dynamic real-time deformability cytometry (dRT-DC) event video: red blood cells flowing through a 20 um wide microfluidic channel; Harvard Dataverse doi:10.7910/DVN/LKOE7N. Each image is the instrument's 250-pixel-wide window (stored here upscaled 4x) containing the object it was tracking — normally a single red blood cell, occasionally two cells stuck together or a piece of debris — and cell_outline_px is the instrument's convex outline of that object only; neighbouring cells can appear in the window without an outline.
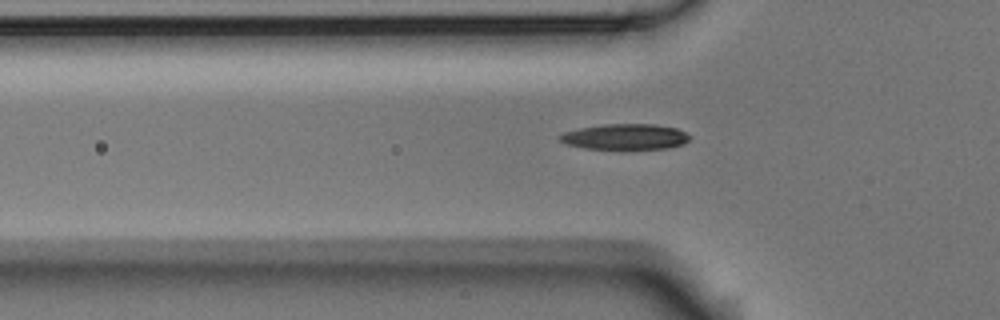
{"species": "Egyptian fruit bat (a non-hibernating species)", "species_latin": "Rousettus aegyptiacus", "temperature_condition": "room temperature", "stored_images_in_passage": 39, "camera_frame_rate_fps": 3000, "um_per_image_px": 0.085, "animal": {"sex": "male"}, "frame": {"image": 1, "passage_image": 4, "time_ms": 1.0, "image_size_px": [1000, 320], "cell_outline_px": [[692, 136], [684, 144], [668, 148], [628, 152], [624, 152], [584, 148], [568, 144], [560, 140], [556, 136], [564, 132], [580, 128], [604, 124], [656, 124], [676, 128]], "centroid_in_image_um": [53.16, 11.67], "position_along_channel_um": 72.6, "area_um2": 20.46}}
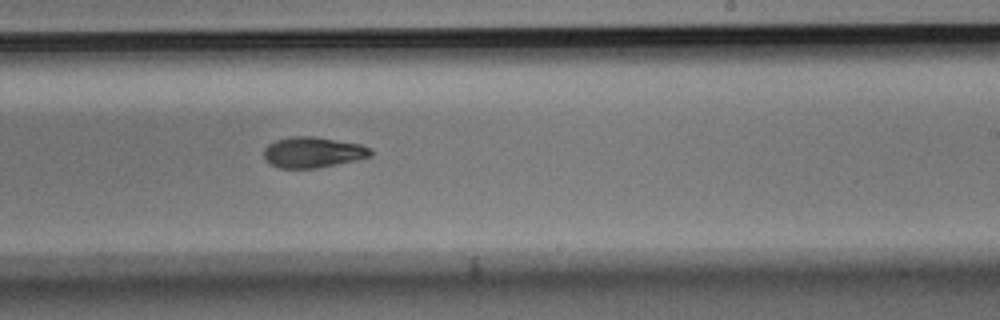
{"frame": {"image": 2, "passage_image": 19, "time_ms": 6.0, "image_size_px": [1000, 320], "cell_outline_px": [[372, 156], [356, 160], [320, 168], [280, 168], [264, 160], [264, 148], [268, 144], [276, 140], [288, 136], [316, 136], [360, 144], [372, 148]], "centroid_in_image_um": [26.6, 12.94], "position_along_channel_um": 262.4, "area_um2": 19.36}}
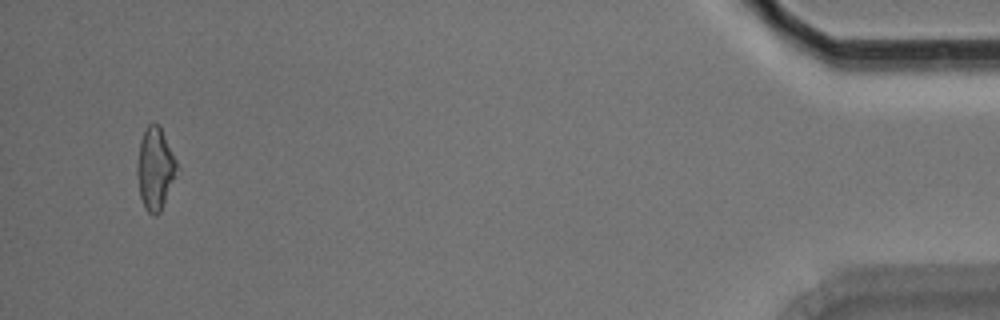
{"frame": {"image": 3, "passage_image": 38, "time_ms": 12.333, "image_size_px": [1000, 320], "cell_outline_px": [[176, 168], [160, 212], [156, 216], [148, 212], [144, 208], [140, 196], [136, 172], [136, 168], [140, 140], [148, 124], [160, 124], [176, 160]], "centroid_in_image_um": [13.14, 14.3], "position_along_channel_um": 422.1, "area_um2": 18.5}}